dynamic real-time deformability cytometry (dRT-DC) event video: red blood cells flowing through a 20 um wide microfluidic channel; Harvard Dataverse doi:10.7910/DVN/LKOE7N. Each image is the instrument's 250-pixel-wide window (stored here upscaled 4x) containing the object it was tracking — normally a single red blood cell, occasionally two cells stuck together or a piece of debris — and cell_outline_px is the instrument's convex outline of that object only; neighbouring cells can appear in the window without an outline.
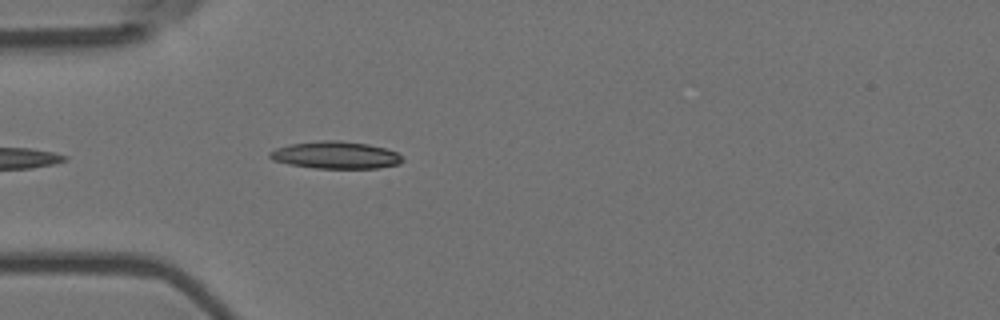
{"species": "Egyptian fruit bat (a non-hibernating species)", "species_latin": "Rousettus aegyptiacus", "temperature_condition": "room temperature", "stored_images_in_passage": 2, "camera_frame_rate_fps": 3000, "um_per_image_px": 0.085, "animal": {"sex": "female"}, "frame": {"image": 1, "passage_image": 2, "time_ms": 0.333, "image_size_px": [1000, 320], "cell_outline_px": [[404, 160], [400, 164], [376, 168], [316, 168], [288, 164], [272, 160], [268, 156], [268, 152], [276, 148], [292, 144], [324, 140], [340, 140], [368, 144], [384, 148], [396, 152]], "centroid_in_image_um": [28.51, 13.18], "position_along_channel_um": 56.5, "area_um2": 20.98}}